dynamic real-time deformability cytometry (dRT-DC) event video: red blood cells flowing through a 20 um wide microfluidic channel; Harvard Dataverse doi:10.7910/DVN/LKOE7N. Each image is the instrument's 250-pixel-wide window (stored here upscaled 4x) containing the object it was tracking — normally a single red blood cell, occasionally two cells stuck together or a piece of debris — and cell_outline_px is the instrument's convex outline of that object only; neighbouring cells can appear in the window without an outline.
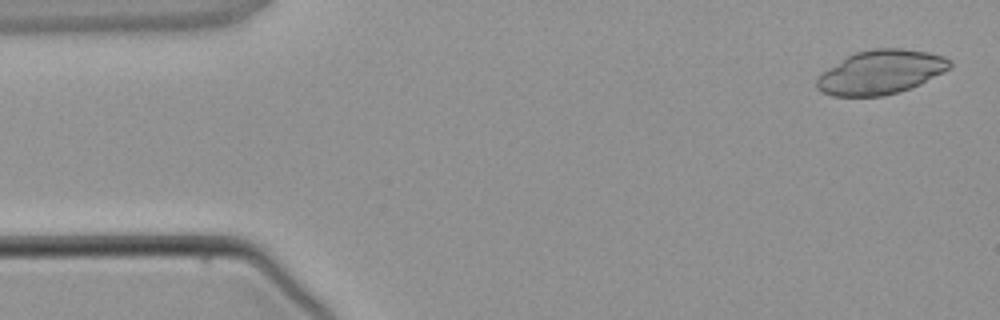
{"species": "common noctule bat (a hibernating species)", "species_latin": "Nyctalus noctula", "temperature_condition": "warm", "stored_images_in_passage": 4, "camera_frame_rate_fps": 3000, "um_per_image_px": 0.085, "animal": {"sex": "male", "body_mass_g": 21.5, "forearm_length_mm": 52.0}, "frame": {"image": 1, "passage_image": 1, "time_ms": 0.0, "image_size_px": [1000, 320], "cell_outline_px": [[952, 64], [944, 72], [920, 84], [884, 96], [832, 96], [820, 92], [816, 88], [816, 80], [828, 68], [848, 56], [856, 52], [876, 48], [900, 48], [928, 52], [944, 56]], "centroid_in_image_um": [74.85, 6.14], "position_along_channel_um": 10.1, "area_um2": 33.81}}